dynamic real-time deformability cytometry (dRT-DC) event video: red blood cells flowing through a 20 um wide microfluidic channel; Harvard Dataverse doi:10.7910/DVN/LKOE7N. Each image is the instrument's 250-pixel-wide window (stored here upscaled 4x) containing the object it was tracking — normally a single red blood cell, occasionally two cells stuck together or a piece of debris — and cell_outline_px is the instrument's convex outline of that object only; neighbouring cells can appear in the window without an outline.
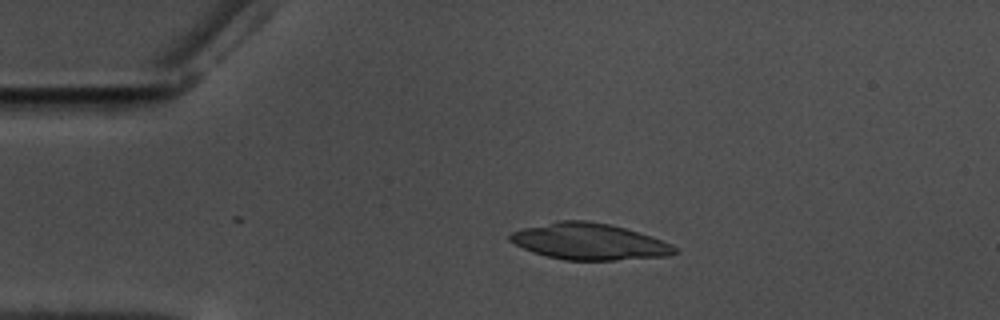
{"species": "common noctule bat (a hibernating species)", "species_latin": "Nyctalus noctula", "temperature_condition": "warm", "stored_images_in_passage": 46, "camera_frame_rate_fps": 3000, "um_per_image_px": 0.085, "animal": {"sex": "male", "body_mass_g": 17.5, "forearm_length_mm": 52.3}, "frame": {"image": 1, "passage_image": 1, "time_ms": 0.0, "image_size_px": [1000, 320], "cell_outline_px": [[680, 252], [668, 256], [616, 260], [564, 260], [532, 252], [508, 240], [508, 236], [512, 232], [524, 228], [556, 220], [588, 220], [612, 224], [652, 236], [672, 244]], "centroid_in_image_um": [50.12, 20.52], "position_along_channel_um": 34.9, "area_um2": 35.14}}